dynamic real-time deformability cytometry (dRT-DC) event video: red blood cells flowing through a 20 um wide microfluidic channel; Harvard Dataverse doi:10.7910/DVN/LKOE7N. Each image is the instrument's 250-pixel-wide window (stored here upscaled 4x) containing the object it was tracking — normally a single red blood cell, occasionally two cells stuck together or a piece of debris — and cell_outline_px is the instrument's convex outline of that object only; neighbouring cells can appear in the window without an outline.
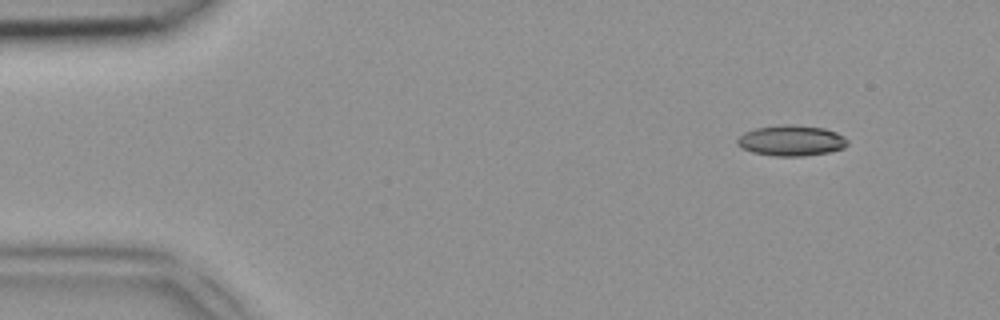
{"species": "common noctule bat (a hibernating species)", "species_latin": "Nyctalus noctula", "temperature_condition": "room temperature", "stored_images_in_passage": 43, "camera_frame_rate_fps": 3000, "um_per_image_px": 0.085, "animal": {"sex": "female", "body_mass_g": 18.4}, "frame": {"image": 1, "passage_image": 1, "time_ms": 0.0, "image_size_px": [1000, 320], "cell_outline_px": [[848, 144], [844, 148], [828, 152], [804, 156], [772, 156], [752, 152], [740, 148], [736, 144], [736, 140], [744, 132], [756, 128], [784, 124], [792, 124], [824, 128], [836, 132], [844, 136], [848, 140]], "centroid_in_image_um": [67.25, 11.95], "position_along_channel_um": 17.8, "area_um2": 19.88}}
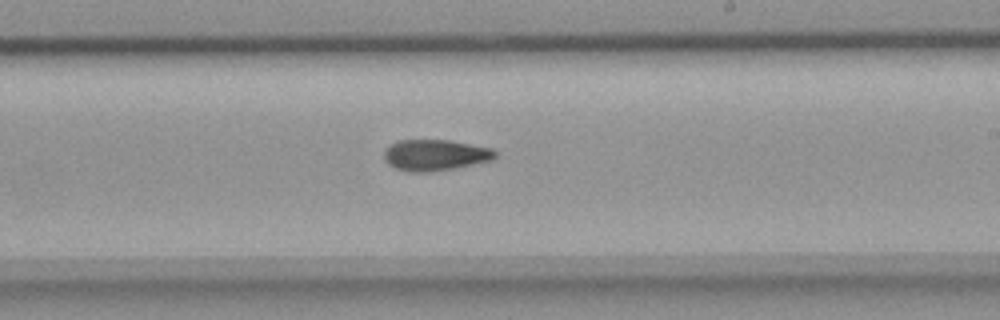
{"frame": {"image": 2, "passage_image": 24, "time_ms": 7.667, "image_size_px": [1000, 320], "cell_outline_px": [[496, 156], [492, 160], [452, 168], [428, 172], [408, 172], [396, 168], [388, 164], [384, 160], [384, 148], [388, 144], [400, 140], [448, 140], [492, 148], [496, 152]], "centroid_in_image_um": [36.93, 13.17], "position_along_channel_um": 252.1, "area_um2": 20.11}}
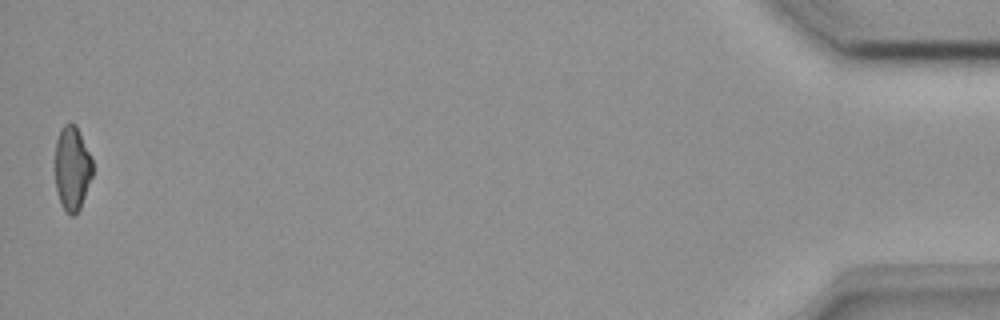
{"frame": {"image": 3, "passage_image": 43, "time_ms": 14.0, "image_size_px": [1000, 320], "cell_outline_px": [[92, 176], [80, 208], [72, 216], [60, 204], [56, 192], [56, 140], [60, 128], [64, 124], [76, 124], [92, 160]], "centroid_in_image_um": [6.12, 14.3], "position_along_channel_um": 429.1, "area_um2": 18.15}}